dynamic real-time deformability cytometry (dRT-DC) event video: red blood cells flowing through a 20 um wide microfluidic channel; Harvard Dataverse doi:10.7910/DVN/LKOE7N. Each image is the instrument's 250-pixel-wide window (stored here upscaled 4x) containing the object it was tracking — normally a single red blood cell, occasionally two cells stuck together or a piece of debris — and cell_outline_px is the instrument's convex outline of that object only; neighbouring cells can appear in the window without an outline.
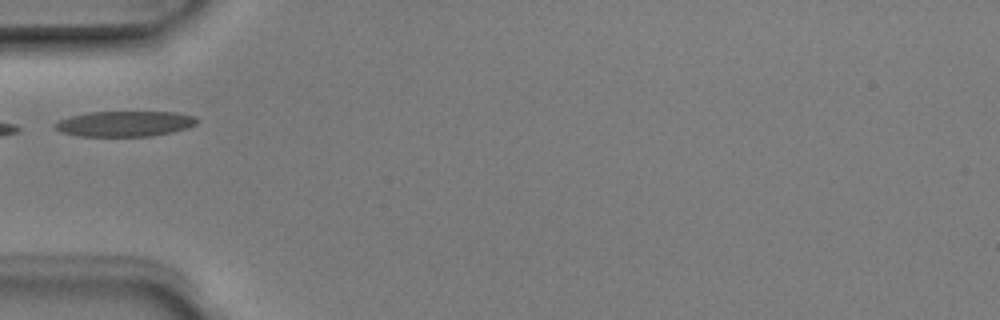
{"species": "Egyptian fruit bat (a non-hibernating species)", "species_latin": "Rousettus aegyptiacus", "temperature_condition": "room temperature", "stored_images_in_passage": 3, "camera_frame_rate_fps": 3000, "um_per_image_px": 0.085, "animal": {"sex": "male"}, "frame": {"image": 1, "passage_image": 1, "time_ms": 0.0, "image_size_px": [1000, 320], "cell_outline_px": [[200, 120], [196, 124], [188, 128], [172, 132], [152, 136], [76, 136], [60, 132], [52, 128], [52, 124], [60, 120], [72, 116], [88, 112], [176, 112], [196, 116]], "centroid_in_image_um": [10.61, 10.52], "position_along_channel_um": 74.4, "area_um2": 21.33}}
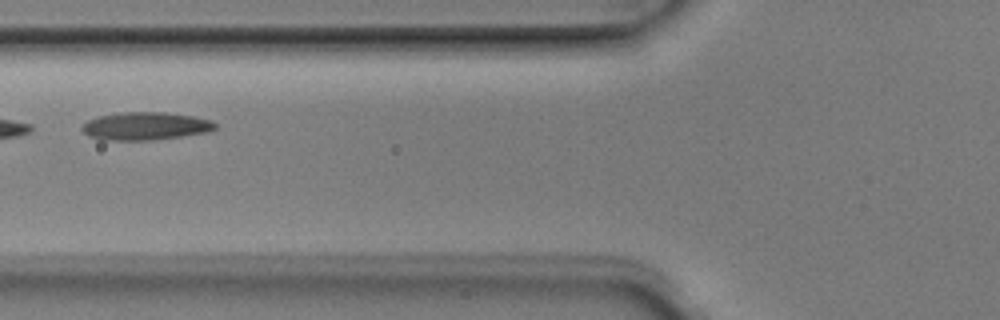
{"frame": {"image": 2, "passage_image": 2, "time_ms": 0.333, "image_size_px": [1000, 320], "cell_outline_px": [[216, 128], [208, 132], [152, 140], [100, 140], [88, 136], [80, 128], [88, 120], [100, 116], [120, 112], [164, 112], [192, 116], [212, 120], [216, 124]], "centroid_in_image_um": [12.34, 10.72], "position_along_channel_um": 113.5, "area_um2": 21.62}}
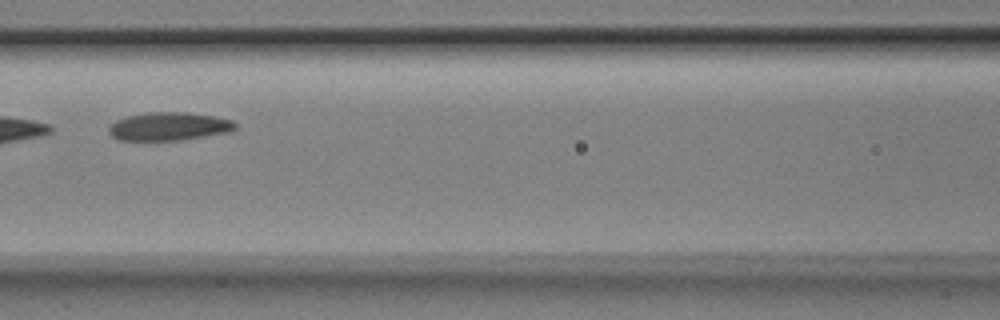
{"frame": {"image": 3, "passage_image": 3, "time_ms": 0.667, "image_size_px": [1000, 320], "cell_outline_px": [[236, 128], [228, 132], [180, 140], [120, 140], [112, 136], [108, 132], [108, 128], [116, 120], [124, 116], [148, 112], [188, 112], [216, 116], [232, 120], [236, 124]], "centroid_in_image_um": [14.34, 10.73], "position_along_channel_um": 152.3, "area_um2": 20.87}}